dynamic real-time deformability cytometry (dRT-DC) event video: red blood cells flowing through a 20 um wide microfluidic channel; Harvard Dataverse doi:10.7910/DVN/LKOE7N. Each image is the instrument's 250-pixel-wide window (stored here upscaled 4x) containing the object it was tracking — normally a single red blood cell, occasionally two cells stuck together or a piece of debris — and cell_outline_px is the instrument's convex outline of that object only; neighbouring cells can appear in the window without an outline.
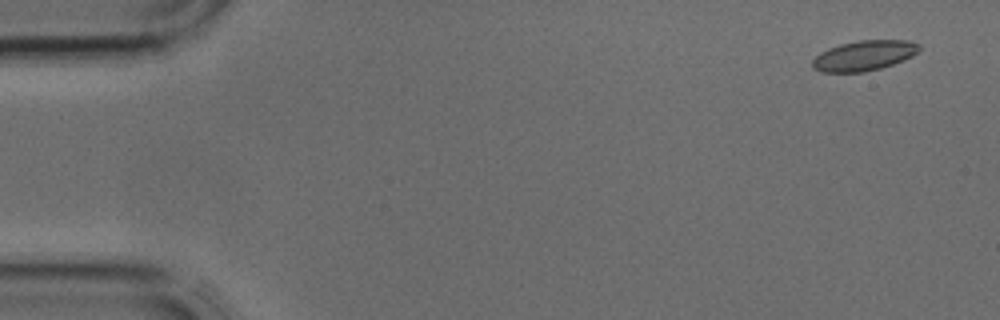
{"species": "common noctule bat (a hibernating species)", "species_latin": "Nyctalus noctula", "temperature_condition": "cold", "stored_images_in_passage": 4, "camera_frame_rate_fps": 3000, "um_per_image_px": 0.085, "animal": {"sex": "male", "body_mass_g": 17.9, "forearm_length_mm": 54.2}, "frame": {"image": 1, "passage_image": 1, "time_ms": 0.0, "image_size_px": [1000, 320], "cell_outline_px": [[920, 52], [904, 60], [880, 68], [864, 72], [820, 72], [812, 68], [812, 60], [820, 52], [828, 48], [840, 44], [856, 40], [908, 40], [920, 44]], "centroid_in_image_um": [73.44, 4.72], "position_along_channel_um": 11.6, "area_um2": 18.96}}
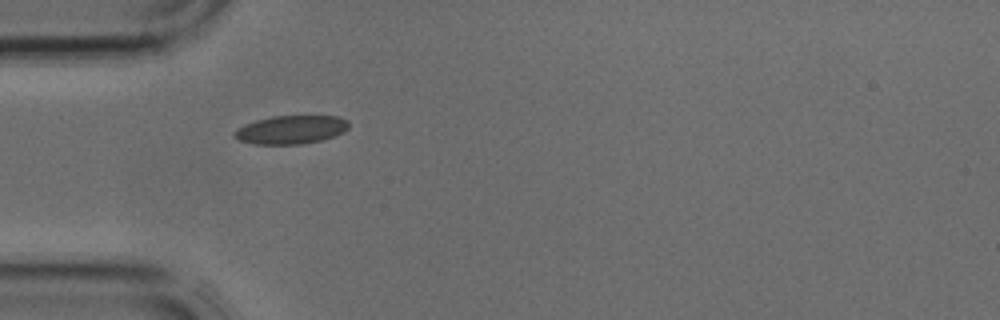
{"frame": {"image": 2, "passage_image": 4, "time_ms": 1.0, "image_size_px": [1000, 320], "cell_outline_px": [[348, 128], [344, 132], [320, 140], [300, 144], [252, 144], [240, 140], [232, 136], [232, 132], [236, 128], [244, 124], [256, 120], [272, 116], [340, 116], [348, 120]], "centroid_in_image_um": [24.69, 11.02], "position_along_channel_um": 60.3, "area_um2": 19.02}}